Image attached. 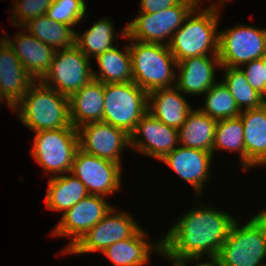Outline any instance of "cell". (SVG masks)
<instances>
[{
  "mask_svg": "<svg viewBox=\"0 0 266 266\" xmlns=\"http://www.w3.org/2000/svg\"><path fill=\"white\" fill-rule=\"evenodd\" d=\"M113 206L106 197L88 195L67 210L54 228L51 234L54 237H67L70 239L62 254L71 249L95 224L101 221Z\"/></svg>",
  "mask_w": 266,
  "mask_h": 266,
  "instance_id": "obj_13",
  "label": "cell"
},
{
  "mask_svg": "<svg viewBox=\"0 0 266 266\" xmlns=\"http://www.w3.org/2000/svg\"><path fill=\"white\" fill-rule=\"evenodd\" d=\"M31 156L51 177L71 171L79 148L78 130L74 126L34 132ZM52 174V175H51Z\"/></svg>",
  "mask_w": 266,
  "mask_h": 266,
  "instance_id": "obj_6",
  "label": "cell"
},
{
  "mask_svg": "<svg viewBox=\"0 0 266 266\" xmlns=\"http://www.w3.org/2000/svg\"><path fill=\"white\" fill-rule=\"evenodd\" d=\"M245 74L249 85L261 93L264 97L266 95L265 85V68L263 66V57L261 59L252 60L240 67Z\"/></svg>",
  "mask_w": 266,
  "mask_h": 266,
  "instance_id": "obj_34",
  "label": "cell"
},
{
  "mask_svg": "<svg viewBox=\"0 0 266 266\" xmlns=\"http://www.w3.org/2000/svg\"><path fill=\"white\" fill-rule=\"evenodd\" d=\"M244 127L246 171L266 166V104L241 111ZM266 168V167H265Z\"/></svg>",
  "mask_w": 266,
  "mask_h": 266,
  "instance_id": "obj_21",
  "label": "cell"
},
{
  "mask_svg": "<svg viewBox=\"0 0 266 266\" xmlns=\"http://www.w3.org/2000/svg\"><path fill=\"white\" fill-rule=\"evenodd\" d=\"M86 10L85 0H53L46 15L51 20L75 28L78 24V27L80 26L82 20L85 21Z\"/></svg>",
  "mask_w": 266,
  "mask_h": 266,
  "instance_id": "obj_32",
  "label": "cell"
},
{
  "mask_svg": "<svg viewBox=\"0 0 266 266\" xmlns=\"http://www.w3.org/2000/svg\"><path fill=\"white\" fill-rule=\"evenodd\" d=\"M148 112V93L134 81L104 84L103 122L131 135Z\"/></svg>",
  "mask_w": 266,
  "mask_h": 266,
  "instance_id": "obj_7",
  "label": "cell"
},
{
  "mask_svg": "<svg viewBox=\"0 0 266 266\" xmlns=\"http://www.w3.org/2000/svg\"><path fill=\"white\" fill-rule=\"evenodd\" d=\"M14 28H19L20 30L14 34V37L6 33L5 41L19 58L28 74L35 81H40L50 68L55 50L36 39L23 27L14 26Z\"/></svg>",
  "mask_w": 266,
  "mask_h": 266,
  "instance_id": "obj_19",
  "label": "cell"
},
{
  "mask_svg": "<svg viewBox=\"0 0 266 266\" xmlns=\"http://www.w3.org/2000/svg\"><path fill=\"white\" fill-rule=\"evenodd\" d=\"M112 18L106 16L95 21L86 31H75V45L89 59H95L103 52L114 48L115 37L126 38V26L117 34ZM116 32V33H115ZM118 35V36H117ZM121 35V36H120Z\"/></svg>",
  "mask_w": 266,
  "mask_h": 266,
  "instance_id": "obj_24",
  "label": "cell"
},
{
  "mask_svg": "<svg viewBox=\"0 0 266 266\" xmlns=\"http://www.w3.org/2000/svg\"><path fill=\"white\" fill-rule=\"evenodd\" d=\"M11 14V25L22 27L29 20L47 14L53 0H13ZM12 10V11H11ZM12 12V13H11Z\"/></svg>",
  "mask_w": 266,
  "mask_h": 266,
  "instance_id": "obj_33",
  "label": "cell"
},
{
  "mask_svg": "<svg viewBox=\"0 0 266 266\" xmlns=\"http://www.w3.org/2000/svg\"><path fill=\"white\" fill-rule=\"evenodd\" d=\"M145 230L140 227L131 237L108 246L101 254L112 266L150 265L153 254L162 257V241L161 237L148 241L150 234Z\"/></svg>",
  "mask_w": 266,
  "mask_h": 266,
  "instance_id": "obj_18",
  "label": "cell"
},
{
  "mask_svg": "<svg viewBox=\"0 0 266 266\" xmlns=\"http://www.w3.org/2000/svg\"><path fill=\"white\" fill-rule=\"evenodd\" d=\"M266 54V27L241 24L219 31L218 57L222 67L240 68Z\"/></svg>",
  "mask_w": 266,
  "mask_h": 266,
  "instance_id": "obj_9",
  "label": "cell"
},
{
  "mask_svg": "<svg viewBox=\"0 0 266 266\" xmlns=\"http://www.w3.org/2000/svg\"><path fill=\"white\" fill-rule=\"evenodd\" d=\"M122 170L120 164L78 148L70 173L85 185L89 195L109 197L122 190Z\"/></svg>",
  "mask_w": 266,
  "mask_h": 266,
  "instance_id": "obj_12",
  "label": "cell"
},
{
  "mask_svg": "<svg viewBox=\"0 0 266 266\" xmlns=\"http://www.w3.org/2000/svg\"><path fill=\"white\" fill-rule=\"evenodd\" d=\"M91 59L74 45L56 50L49 70L40 80L61 95L70 98L93 79Z\"/></svg>",
  "mask_w": 266,
  "mask_h": 266,
  "instance_id": "obj_10",
  "label": "cell"
},
{
  "mask_svg": "<svg viewBox=\"0 0 266 266\" xmlns=\"http://www.w3.org/2000/svg\"><path fill=\"white\" fill-rule=\"evenodd\" d=\"M237 154L239 166L246 171V150L244 145V127L241 118H228L217 121L212 154L215 158L217 151ZM215 154V155H214Z\"/></svg>",
  "mask_w": 266,
  "mask_h": 266,
  "instance_id": "obj_29",
  "label": "cell"
},
{
  "mask_svg": "<svg viewBox=\"0 0 266 266\" xmlns=\"http://www.w3.org/2000/svg\"><path fill=\"white\" fill-rule=\"evenodd\" d=\"M114 207L65 254L102 253L108 246L131 237L141 226L126 210Z\"/></svg>",
  "mask_w": 266,
  "mask_h": 266,
  "instance_id": "obj_11",
  "label": "cell"
},
{
  "mask_svg": "<svg viewBox=\"0 0 266 266\" xmlns=\"http://www.w3.org/2000/svg\"><path fill=\"white\" fill-rule=\"evenodd\" d=\"M198 4L173 34L169 49L177 62L198 56H218L221 5Z\"/></svg>",
  "mask_w": 266,
  "mask_h": 266,
  "instance_id": "obj_2",
  "label": "cell"
},
{
  "mask_svg": "<svg viewBox=\"0 0 266 266\" xmlns=\"http://www.w3.org/2000/svg\"><path fill=\"white\" fill-rule=\"evenodd\" d=\"M77 130L79 148L82 151L111 160L123 167V151L131 148L128 133L103 121L86 123Z\"/></svg>",
  "mask_w": 266,
  "mask_h": 266,
  "instance_id": "obj_14",
  "label": "cell"
},
{
  "mask_svg": "<svg viewBox=\"0 0 266 266\" xmlns=\"http://www.w3.org/2000/svg\"><path fill=\"white\" fill-rule=\"evenodd\" d=\"M45 194L46 208L62 215L89 195L85 185L70 172L49 177Z\"/></svg>",
  "mask_w": 266,
  "mask_h": 266,
  "instance_id": "obj_25",
  "label": "cell"
},
{
  "mask_svg": "<svg viewBox=\"0 0 266 266\" xmlns=\"http://www.w3.org/2000/svg\"><path fill=\"white\" fill-rule=\"evenodd\" d=\"M221 70L224 72L221 81L228 88L241 111L259 108L265 104L264 96L249 85L240 68L221 67L218 72Z\"/></svg>",
  "mask_w": 266,
  "mask_h": 266,
  "instance_id": "obj_30",
  "label": "cell"
},
{
  "mask_svg": "<svg viewBox=\"0 0 266 266\" xmlns=\"http://www.w3.org/2000/svg\"><path fill=\"white\" fill-rule=\"evenodd\" d=\"M70 119L75 128L90 122L103 121L104 84L92 79L70 98Z\"/></svg>",
  "mask_w": 266,
  "mask_h": 266,
  "instance_id": "obj_23",
  "label": "cell"
},
{
  "mask_svg": "<svg viewBox=\"0 0 266 266\" xmlns=\"http://www.w3.org/2000/svg\"><path fill=\"white\" fill-rule=\"evenodd\" d=\"M126 44L122 49L116 45L93 59L98 68L95 70L93 67V79L103 84L133 81L132 59L129 45Z\"/></svg>",
  "mask_w": 266,
  "mask_h": 266,
  "instance_id": "obj_27",
  "label": "cell"
},
{
  "mask_svg": "<svg viewBox=\"0 0 266 266\" xmlns=\"http://www.w3.org/2000/svg\"><path fill=\"white\" fill-rule=\"evenodd\" d=\"M19 122L31 132L73 126L69 98L41 81H34L13 107Z\"/></svg>",
  "mask_w": 266,
  "mask_h": 266,
  "instance_id": "obj_3",
  "label": "cell"
},
{
  "mask_svg": "<svg viewBox=\"0 0 266 266\" xmlns=\"http://www.w3.org/2000/svg\"><path fill=\"white\" fill-rule=\"evenodd\" d=\"M35 80L28 74L9 44L0 46V87L2 95L15 106Z\"/></svg>",
  "mask_w": 266,
  "mask_h": 266,
  "instance_id": "obj_22",
  "label": "cell"
},
{
  "mask_svg": "<svg viewBox=\"0 0 266 266\" xmlns=\"http://www.w3.org/2000/svg\"><path fill=\"white\" fill-rule=\"evenodd\" d=\"M187 97L176 87L160 88L148 93V112L155 118L179 129L193 109Z\"/></svg>",
  "mask_w": 266,
  "mask_h": 266,
  "instance_id": "obj_20",
  "label": "cell"
},
{
  "mask_svg": "<svg viewBox=\"0 0 266 266\" xmlns=\"http://www.w3.org/2000/svg\"><path fill=\"white\" fill-rule=\"evenodd\" d=\"M5 34L4 33H2L1 34V36H0V46L4 43V41H5Z\"/></svg>",
  "mask_w": 266,
  "mask_h": 266,
  "instance_id": "obj_41",
  "label": "cell"
},
{
  "mask_svg": "<svg viewBox=\"0 0 266 266\" xmlns=\"http://www.w3.org/2000/svg\"><path fill=\"white\" fill-rule=\"evenodd\" d=\"M221 67L218 56L186 58L177 64L175 86L189 97L202 96L218 82L216 73Z\"/></svg>",
  "mask_w": 266,
  "mask_h": 266,
  "instance_id": "obj_17",
  "label": "cell"
},
{
  "mask_svg": "<svg viewBox=\"0 0 266 266\" xmlns=\"http://www.w3.org/2000/svg\"><path fill=\"white\" fill-rule=\"evenodd\" d=\"M0 101L6 103L7 104L6 106H8L7 108L11 110L13 109L14 106L2 95L1 87H0Z\"/></svg>",
  "mask_w": 266,
  "mask_h": 266,
  "instance_id": "obj_39",
  "label": "cell"
},
{
  "mask_svg": "<svg viewBox=\"0 0 266 266\" xmlns=\"http://www.w3.org/2000/svg\"><path fill=\"white\" fill-rule=\"evenodd\" d=\"M254 214H252V215L261 224V226L263 227L265 234H266V207L264 206V208L262 210H259L257 213H254Z\"/></svg>",
  "mask_w": 266,
  "mask_h": 266,
  "instance_id": "obj_37",
  "label": "cell"
},
{
  "mask_svg": "<svg viewBox=\"0 0 266 266\" xmlns=\"http://www.w3.org/2000/svg\"><path fill=\"white\" fill-rule=\"evenodd\" d=\"M199 2V4H202V2H205L206 0H197ZM218 1V2H216ZM214 2L212 1H209L211 2L210 4H217V5H221L222 7L223 6H226L225 4L229 3L228 1H231V0H216Z\"/></svg>",
  "mask_w": 266,
  "mask_h": 266,
  "instance_id": "obj_38",
  "label": "cell"
},
{
  "mask_svg": "<svg viewBox=\"0 0 266 266\" xmlns=\"http://www.w3.org/2000/svg\"><path fill=\"white\" fill-rule=\"evenodd\" d=\"M32 36L51 46L55 51L75 45V31L71 26L51 20L46 14L29 20L22 26Z\"/></svg>",
  "mask_w": 266,
  "mask_h": 266,
  "instance_id": "obj_28",
  "label": "cell"
},
{
  "mask_svg": "<svg viewBox=\"0 0 266 266\" xmlns=\"http://www.w3.org/2000/svg\"><path fill=\"white\" fill-rule=\"evenodd\" d=\"M179 145L178 130L147 112L130 135V150L160 161Z\"/></svg>",
  "mask_w": 266,
  "mask_h": 266,
  "instance_id": "obj_15",
  "label": "cell"
},
{
  "mask_svg": "<svg viewBox=\"0 0 266 266\" xmlns=\"http://www.w3.org/2000/svg\"><path fill=\"white\" fill-rule=\"evenodd\" d=\"M198 4L197 0H181L177 5L156 13H137L126 25V34L140 42L168 46L173 34Z\"/></svg>",
  "mask_w": 266,
  "mask_h": 266,
  "instance_id": "obj_8",
  "label": "cell"
},
{
  "mask_svg": "<svg viewBox=\"0 0 266 266\" xmlns=\"http://www.w3.org/2000/svg\"><path fill=\"white\" fill-rule=\"evenodd\" d=\"M179 259V260H168L172 266H219L216 259ZM207 260V261H206Z\"/></svg>",
  "mask_w": 266,
  "mask_h": 266,
  "instance_id": "obj_36",
  "label": "cell"
},
{
  "mask_svg": "<svg viewBox=\"0 0 266 266\" xmlns=\"http://www.w3.org/2000/svg\"><path fill=\"white\" fill-rule=\"evenodd\" d=\"M217 121L203 113L198 107L192 109L178 129L180 146L212 153Z\"/></svg>",
  "mask_w": 266,
  "mask_h": 266,
  "instance_id": "obj_26",
  "label": "cell"
},
{
  "mask_svg": "<svg viewBox=\"0 0 266 266\" xmlns=\"http://www.w3.org/2000/svg\"><path fill=\"white\" fill-rule=\"evenodd\" d=\"M199 199L161 237L163 259H216L237 218Z\"/></svg>",
  "mask_w": 266,
  "mask_h": 266,
  "instance_id": "obj_1",
  "label": "cell"
},
{
  "mask_svg": "<svg viewBox=\"0 0 266 266\" xmlns=\"http://www.w3.org/2000/svg\"><path fill=\"white\" fill-rule=\"evenodd\" d=\"M129 41L132 59L133 81L150 93L160 88L176 85L177 64L169 46L159 43H146L134 39Z\"/></svg>",
  "mask_w": 266,
  "mask_h": 266,
  "instance_id": "obj_4",
  "label": "cell"
},
{
  "mask_svg": "<svg viewBox=\"0 0 266 266\" xmlns=\"http://www.w3.org/2000/svg\"><path fill=\"white\" fill-rule=\"evenodd\" d=\"M241 220H235L216 257L219 266H262L266 260L263 227L254 216L246 222Z\"/></svg>",
  "mask_w": 266,
  "mask_h": 266,
  "instance_id": "obj_5",
  "label": "cell"
},
{
  "mask_svg": "<svg viewBox=\"0 0 266 266\" xmlns=\"http://www.w3.org/2000/svg\"><path fill=\"white\" fill-rule=\"evenodd\" d=\"M213 161L211 152L180 145L160 160L193 188L196 197L203 196L206 185L211 183Z\"/></svg>",
  "mask_w": 266,
  "mask_h": 266,
  "instance_id": "obj_16",
  "label": "cell"
},
{
  "mask_svg": "<svg viewBox=\"0 0 266 266\" xmlns=\"http://www.w3.org/2000/svg\"><path fill=\"white\" fill-rule=\"evenodd\" d=\"M181 0H140L139 13H156L177 5Z\"/></svg>",
  "mask_w": 266,
  "mask_h": 266,
  "instance_id": "obj_35",
  "label": "cell"
},
{
  "mask_svg": "<svg viewBox=\"0 0 266 266\" xmlns=\"http://www.w3.org/2000/svg\"><path fill=\"white\" fill-rule=\"evenodd\" d=\"M203 96L204 104L198 108L216 121L235 118L241 114L234 97L222 81L218 80Z\"/></svg>",
  "mask_w": 266,
  "mask_h": 266,
  "instance_id": "obj_31",
  "label": "cell"
},
{
  "mask_svg": "<svg viewBox=\"0 0 266 266\" xmlns=\"http://www.w3.org/2000/svg\"><path fill=\"white\" fill-rule=\"evenodd\" d=\"M263 66L265 68V85H266V54L263 56Z\"/></svg>",
  "mask_w": 266,
  "mask_h": 266,
  "instance_id": "obj_40",
  "label": "cell"
}]
</instances>
